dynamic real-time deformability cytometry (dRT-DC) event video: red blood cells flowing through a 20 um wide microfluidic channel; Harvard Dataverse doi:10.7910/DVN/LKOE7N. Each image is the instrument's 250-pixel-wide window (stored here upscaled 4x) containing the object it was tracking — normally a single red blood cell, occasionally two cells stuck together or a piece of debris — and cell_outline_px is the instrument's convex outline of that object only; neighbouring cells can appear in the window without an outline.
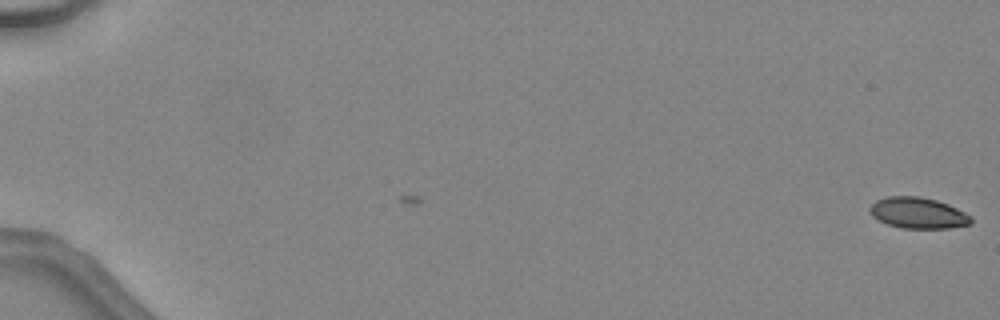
{"species": "common noctule bat (a hibernating species)", "species_latin": "Nyctalus noctula", "temperature_condition": "warm", "stored_images_in_passage": 5, "camera_frame_rate_fps": 3000, "um_per_image_px": 0.085, "animal": {"sex": "female", "body_mass_g": 24.6, "forearm_length_mm": 56.2}, "frame": {"image": 1, "passage_image": 5, "time_ms": 1.333, "image_size_px": [1000, 320], "cell_outline_px": [[972, 224], [948, 228], [900, 228], [888, 224], [872, 216], [868, 208], [876, 200], [888, 196], [920, 196], [936, 200], [948, 204], [972, 216]], "centroid_in_image_um": [78.04, 18.1], "position_along_channel_um": 7.0, "area_um2": 18.32}}